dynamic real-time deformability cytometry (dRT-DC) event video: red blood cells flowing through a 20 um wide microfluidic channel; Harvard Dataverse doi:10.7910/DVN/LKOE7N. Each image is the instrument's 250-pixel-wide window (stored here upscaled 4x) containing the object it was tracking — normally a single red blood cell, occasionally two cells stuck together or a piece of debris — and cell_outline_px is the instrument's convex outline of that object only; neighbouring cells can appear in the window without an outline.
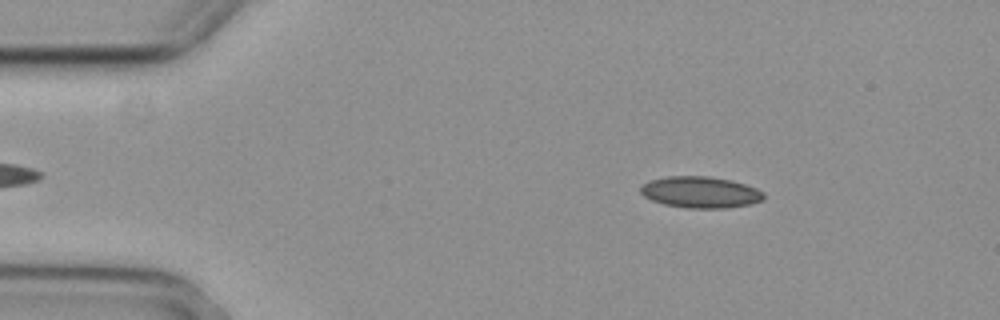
{"species": "common noctule bat (a hibernating species)", "species_latin": "Nyctalus noctula", "temperature_condition": "cold", "stored_images_in_passage": 4, "camera_frame_rate_fps": 3000, "um_per_image_px": 0.085, "animal": {"sex": "female", "body_mass_g": 29.2, "forearm_length_mm": 56.3}, "frame": {"image": 1, "passage_image": 1, "time_ms": 0.0, "image_size_px": [1000, 320], "cell_outline_px": [[764, 200], [752, 204], [724, 208], [688, 208], [664, 204], [652, 200], [644, 196], [640, 192], [640, 188], [648, 180], [668, 176], [708, 176], [732, 180], [756, 188], [764, 192]], "centroid_in_image_um": [59.55, 16.33], "position_along_channel_um": 25.4, "area_um2": 22.6}}